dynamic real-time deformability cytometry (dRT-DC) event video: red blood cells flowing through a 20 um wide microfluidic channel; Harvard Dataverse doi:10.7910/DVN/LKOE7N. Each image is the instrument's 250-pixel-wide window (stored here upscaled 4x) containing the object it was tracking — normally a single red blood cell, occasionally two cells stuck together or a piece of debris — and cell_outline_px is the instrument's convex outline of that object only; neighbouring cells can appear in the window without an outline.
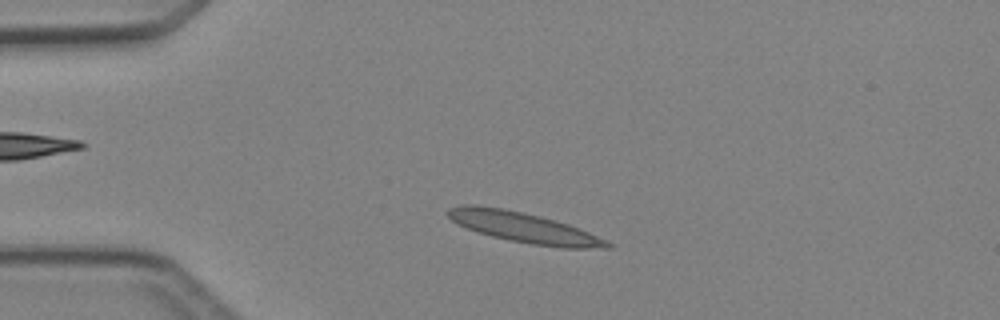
{"species": "Egyptian fruit bat (a non-hibernating species)", "species_latin": "Rousettus aegyptiacus", "temperature_condition": "cold", "stored_images_in_passage": 4, "camera_frame_rate_fps": 3000, "um_per_image_px": 0.085, "animal": {"sex": "female"}, "frame": {"image": 1, "passage_image": 2, "time_ms": 1.0, "image_size_px": [1000, 320], "cell_outline_px": [[616, 244], [612, 248], [564, 248], [532, 244], [492, 236], [468, 228], [452, 220], [444, 212], [448, 208], [464, 204], [476, 204], [504, 208], [540, 216], [556, 220], [580, 228]], "centroid_in_image_um": [44.57, 19.32], "position_along_channel_um": 40.4, "area_um2": 28.15}}
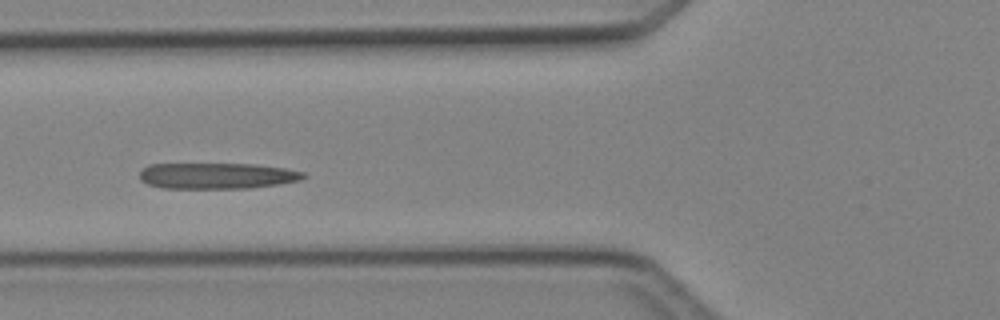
{"frame": {"image": 2, "passage_image": 4, "time_ms": 3.333, "image_size_px": [1000, 320], "cell_outline_px": [[308, 176], [300, 180], [276, 184], [248, 188], [164, 188], [148, 184], [140, 180], [140, 172], [148, 164], [256, 164], [284, 168], [304, 172]], "centroid_in_image_um": [18.44, 14.94], "position_along_channel_um": 107.4, "area_um2": 24.74}}